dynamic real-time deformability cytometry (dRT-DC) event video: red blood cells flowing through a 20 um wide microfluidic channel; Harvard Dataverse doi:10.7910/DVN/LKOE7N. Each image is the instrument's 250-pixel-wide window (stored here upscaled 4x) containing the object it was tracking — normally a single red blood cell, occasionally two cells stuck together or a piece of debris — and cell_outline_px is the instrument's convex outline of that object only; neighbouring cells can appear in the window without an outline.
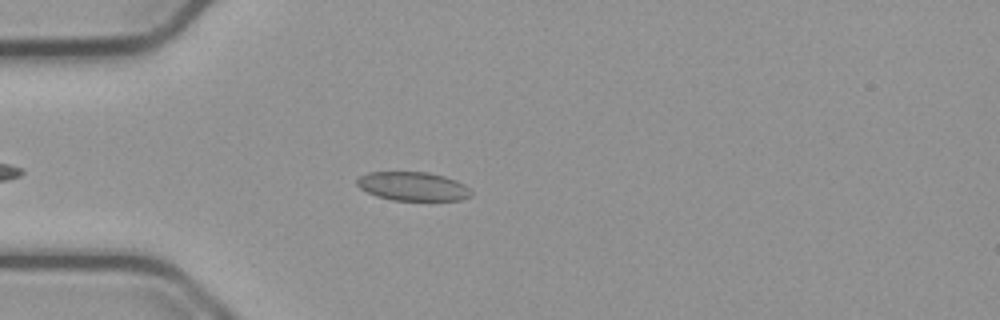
{"species": "common noctule bat (a hibernating species)", "species_latin": "Nyctalus noctula", "temperature_condition": "cold", "stored_images_in_passage": 36, "camera_frame_rate_fps": 3000, "um_per_image_px": 0.085, "animal": {"sex": "male", "body_mass_g": 23.1, "forearm_length_mm": 52.7}, "frame": {"image": 1, "passage_image": 5, "time_ms": 1.333, "image_size_px": [1000, 320], "cell_outline_px": [[472, 196], [460, 200], [392, 200], [376, 196], [360, 188], [356, 184], [356, 180], [360, 176], [368, 172], [428, 172], [444, 176], [456, 180], [464, 184], [472, 192]], "centroid_in_image_um": [35.1, 15.83], "position_along_channel_um": 49.9, "area_um2": 19.19}}
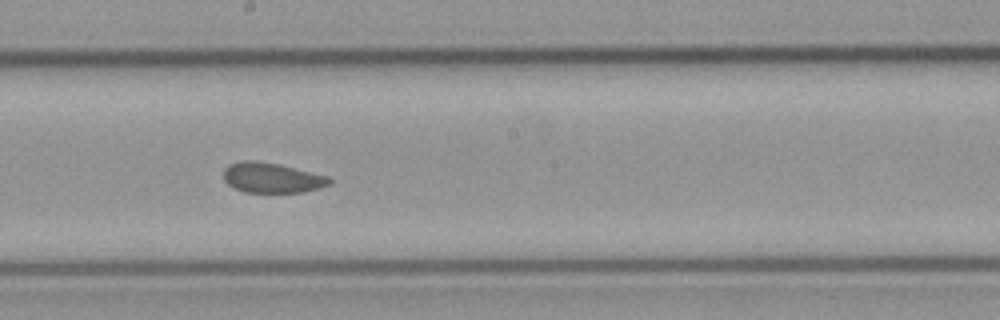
{"frame": {"image": 2, "passage_image": 20, "time_ms": 6.333, "image_size_px": [1000, 320], "cell_outline_px": [[332, 184], [320, 188], [304, 192], [244, 192], [232, 188], [224, 180], [224, 168], [228, 164], [244, 160], [256, 160], [280, 164], [328, 176], [332, 180]], "centroid_in_image_um": [23.11, 15.11], "position_along_channel_um": 225.1, "area_um2": 18.84}}
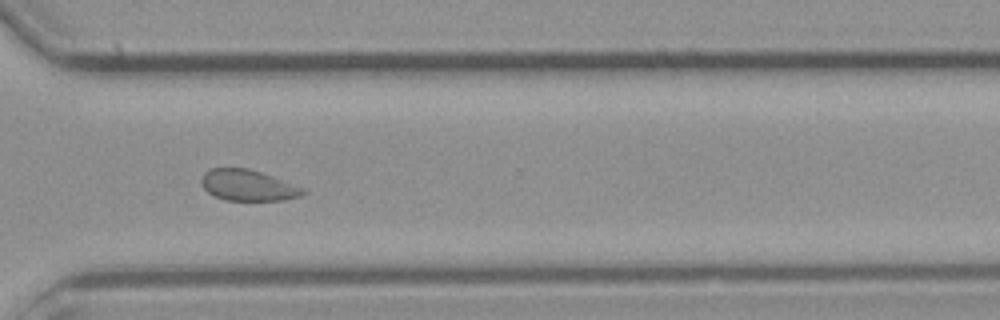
{"frame": {"image": 3, "passage_image": 30, "time_ms": 9.667, "image_size_px": [1000, 320], "cell_outline_px": [[308, 192], [300, 196], [284, 200], [224, 200], [212, 196], [204, 188], [200, 180], [204, 172], [208, 168], [248, 168], [308, 188]], "centroid_in_image_um": [21.1, 15.75], "position_along_channel_um": 349.5, "area_um2": 18.67}, "authors_computed_cell_mechanics": {"area_um2": 19.2474, "velocity_mm_per_s": 3.7429, "shape_relaxation_time_tau1_ms": null, "shape_relaxation_time_tau2_ms": 1.4074, "deformation_change_tau1": null, "deformation_change_tau2": 0.061}}